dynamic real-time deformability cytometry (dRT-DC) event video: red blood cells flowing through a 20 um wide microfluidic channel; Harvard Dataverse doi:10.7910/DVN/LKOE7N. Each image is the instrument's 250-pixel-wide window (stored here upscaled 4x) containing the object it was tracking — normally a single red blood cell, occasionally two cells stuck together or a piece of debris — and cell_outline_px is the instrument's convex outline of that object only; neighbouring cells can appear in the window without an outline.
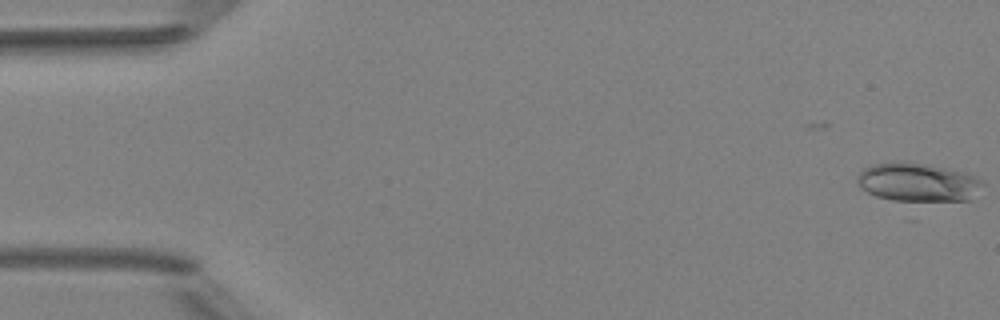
{"species": "Egyptian fruit bat (a non-hibernating species)", "species_latin": "Rousettus aegyptiacus", "temperature_condition": "room temperature", "stored_images_in_passage": 3, "segment_of_instrument_passage": [2, 2], "camera_frame_rate_fps": 3000, "um_per_image_px": 0.085, "animal": {"sex": "female"}, "frame": {"image": 1, "passage_image": 3, "time_ms": 2.333, "image_size_px": [1000, 320], "cell_outline_px": [[984, 184], [972, 200], [916, 204], [904, 204], [876, 196], [860, 188], [856, 180], [856, 176], [864, 168], [872, 164], [892, 160], [896, 160], [924, 164], [964, 172], [980, 180]], "centroid_in_image_um": [77.98, 15.55], "position_along_channel_um": 7.0, "area_um2": 29.54}}